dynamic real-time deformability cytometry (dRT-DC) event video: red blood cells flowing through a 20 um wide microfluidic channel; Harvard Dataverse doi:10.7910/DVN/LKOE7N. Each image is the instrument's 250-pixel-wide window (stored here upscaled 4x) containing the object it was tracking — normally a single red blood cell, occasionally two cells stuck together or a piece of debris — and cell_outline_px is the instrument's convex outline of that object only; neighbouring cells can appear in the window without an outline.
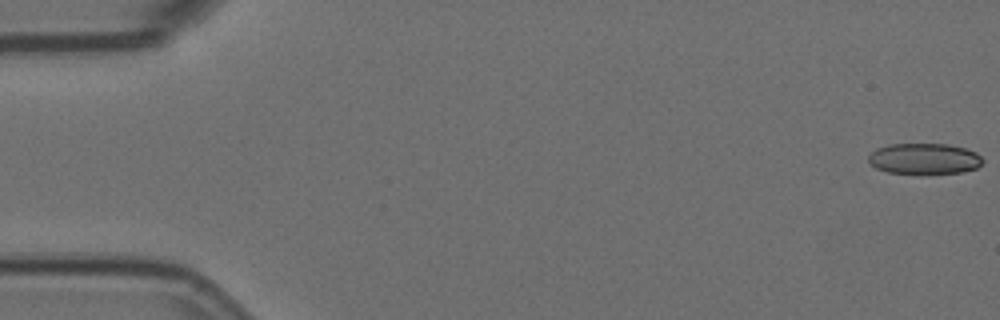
{"species": "Egyptian fruit bat (a non-hibernating species)", "species_latin": "Rousettus aegyptiacus", "temperature_condition": "room temperature", "stored_images_in_passage": 57, "camera_frame_rate_fps": 3000, "um_per_image_px": 0.085, "animal": {"sex": "female"}, "frame": {"image": 1, "passage_image": 1, "time_ms": 0.0, "image_size_px": [1000, 320], "cell_outline_px": [[984, 160], [976, 168], [964, 172], [888, 172], [876, 168], [868, 164], [868, 156], [876, 148], [888, 144], [948, 144], [964, 148], [976, 152]], "centroid_in_image_um": [78.53, 13.46], "position_along_channel_um": 6.5, "area_um2": 20.23}}
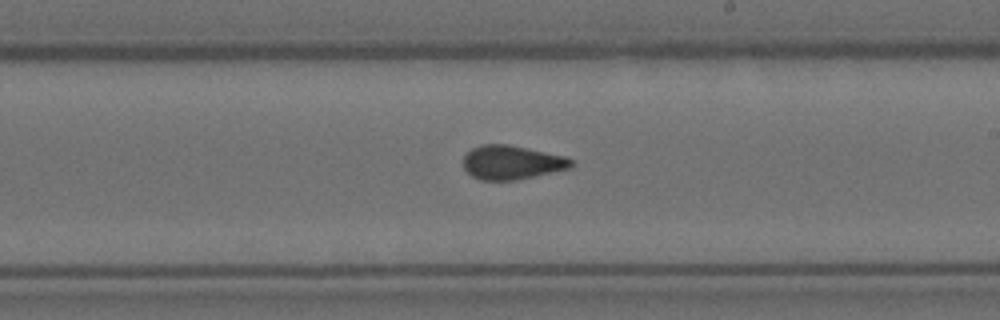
{"frame": {"image": 2, "passage_image": 33, "time_ms": 10.667, "image_size_px": [1000, 320], "cell_outline_px": [[572, 168], [516, 180], [480, 180], [472, 176], [464, 168], [464, 156], [472, 148], [480, 144], [508, 144], [528, 148], [564, 156], [572, 160]], "centroid_in_image_um": [43.49, 13.8], "position_along_channel_um": 245.5, "area_um2": 21.33}}
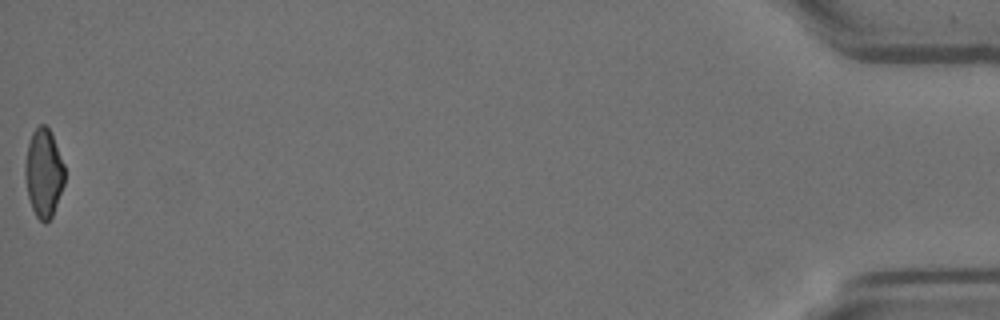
{"frame": {"image": 3, "passage_image": 57, "time_ms": 18.667, "image_size_px": [1000, 320], "cell_outline_px": [[64, 184], [52, 216], [44, 224], [36, 216], [32, 208], [28, 196], [24, 176], [24, 168], [28, 144], [32, 132], [40, 124], [44, 124], [48, 128], [52, 136], [64, 164]], "centroid_in_image_um": [3.7, 14.72], "position_along_channel_um": 431.5, "area_um2": 20.17}, "authors_computed_cell_mechanics": {"area_um2": 21.386, "velocity_mm_per_s": 3.5975, "shape_relaxation_time_tau1_ms": null, "shape_relaxation_time_tau2_ms": 1.6275, "deformation_change_tau1": null, "deformation_change_tau2": 0.0818}}